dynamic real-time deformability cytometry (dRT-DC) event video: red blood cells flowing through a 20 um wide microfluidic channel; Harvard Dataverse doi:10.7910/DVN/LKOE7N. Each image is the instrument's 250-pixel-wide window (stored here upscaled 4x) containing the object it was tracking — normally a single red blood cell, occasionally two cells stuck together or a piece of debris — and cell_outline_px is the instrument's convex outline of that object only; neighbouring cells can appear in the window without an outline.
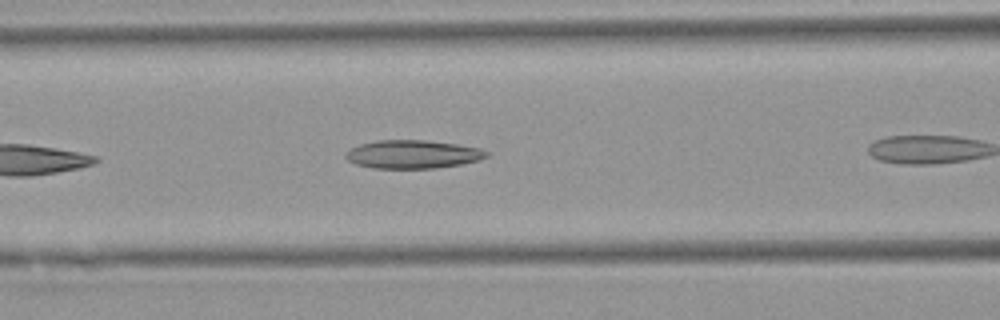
{"species": "Egyptian fruit bat (a non-hibernating species)", "species_latin": "Rousettus aegyptiacus", "temperature_condition": "warm", "stored_images_in_passage": 15, "camera_frame_rate_fps": 3000, "um_per_image_px": 0.085, "animal": {"sex": "female"}, "frame": {"image": 1, "passage_image": 7, "time_ms": 2.0, "image_size_px": [1000, 320], "cell_outline_px": [[488, 156], [476, 160], [460, 164], [432, 168], [372, 168], [356, 164], [348, 160], [344, 156], [352, 148], [360, 144], [376, 140], [424, 140], [456, 144], [480, 148], [488, 152]], "centroid_in_image_um": [35.06, 13.11], "position_along_channel_um": 131.5, "area_um2": 22.95}}
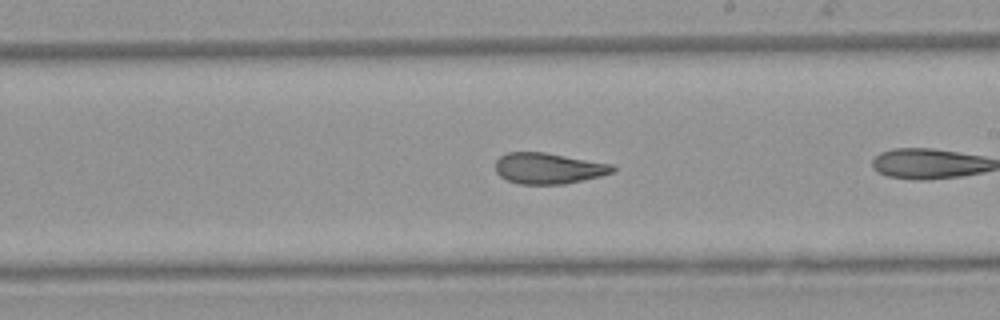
{"frame": {"image": 2, "passage_image": 13, "time_ms": 4.0, "image_size_px": [1000, 320], "cell_outline_px": [[616, 168], [612, 172], [600, 176], [564, 184], [520, 184], [508, 180], [500, 176], [496, 172], [496, 160], [500, 156], [508, 152], [544, 152], [612, 164]], "centroid_in_image_um": [46.6, 14.3], "position_along_channel_um": 242.4, "area_um2": 20.98}}